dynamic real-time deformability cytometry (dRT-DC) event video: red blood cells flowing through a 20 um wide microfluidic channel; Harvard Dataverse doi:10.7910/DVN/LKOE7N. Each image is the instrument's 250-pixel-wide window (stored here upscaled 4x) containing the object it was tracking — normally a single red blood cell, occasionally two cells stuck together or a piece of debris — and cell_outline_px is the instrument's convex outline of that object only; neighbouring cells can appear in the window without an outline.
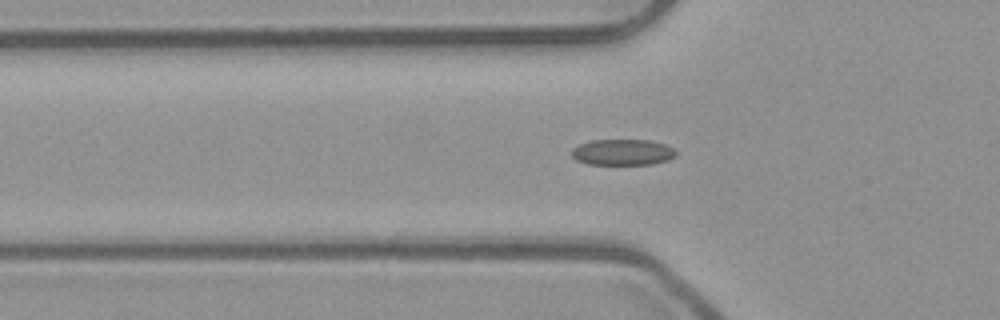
{"species": "common noctule bat (a hibernating species)", "species_latin": "Nyctalus noctula", "temperature_condition": "room temperature", "stored_images_in_passage": 47, "camera_frame_rate_fps": 3000, "um_per_image_px": 0.085, "animal": {"sex": "male", "body_mass_g": 23.1, "forearm_length_mm": 52.7}, "frame": {"image": 1, "passage_image": 11, "time_ms": 3.333, "image_size_px": [1000, 320], "cell_outline_px": [[676, 156], [668, 160], [652, 164], [588, 164], [576, 160], [572, 156], [572, 148], [580, 144], [592, 140], [652, 140], [664, 144], [672, 148], [676, 152]], "centroid_in_image_um": [52.92, 12.94], "position_along_channel_um": 72.9, "area_um2": 15.78}}
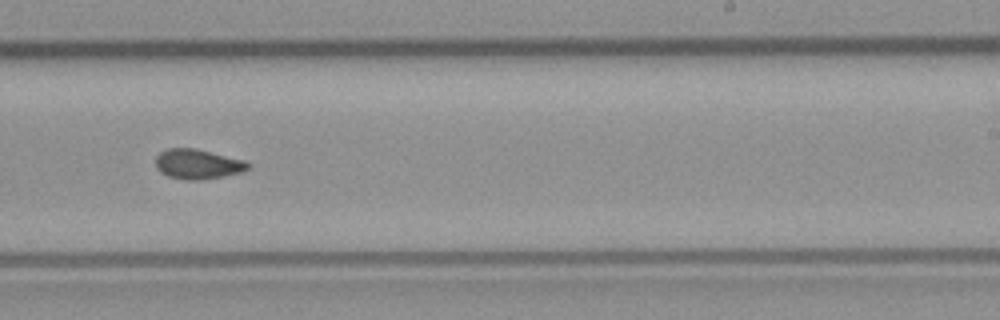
{"frame": {"image": 2, "passage_image": 26, "time_ms": 8.333, "image_size_px": [1000, 320], "cell_outline_px": [[252, 168], [240, 172], [224, 176], [204, 180], [184, 180], [168, 176], [160, 172], [156, 168], [156, 156], [160, 152], [168, 148], [196, 148], [244, 160]], "centroid_in_image_um": [16.79, 13.95], "position_along_channel_um": 272.2, "area_um2": 16.18}}
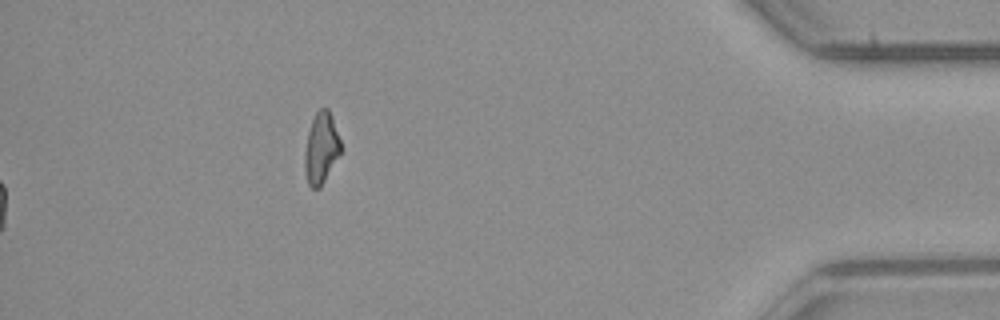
{"frame": {"image": 3, "passage_image": 47, "time_ms": 15.333, "image_size_px": [1000, 320], "cell_outline_px": [[340, 152], [320, 188], [312, 188], [308, 184], [304, 168], [304, 156], [308, 132], [312, 120], [316, 112], [320, 108], [328, 108], [332, 116], [340, 140]], "centroid_in_image_um": [27.28, 12.58], "position_along_channel_um": 407.9, "area_um2": 14.68}, "authors_computed_cell_mechanics": {"area_um2": 15.7794, "velocity_mm_per_s": 3.9714, "shape_relaxation_time_tau1_ms": null, "shape_relaxation_time_tau2_ms": 1.7374, "deformation_change_tau1": null, "deformation_change_tau2": 0.0728}}